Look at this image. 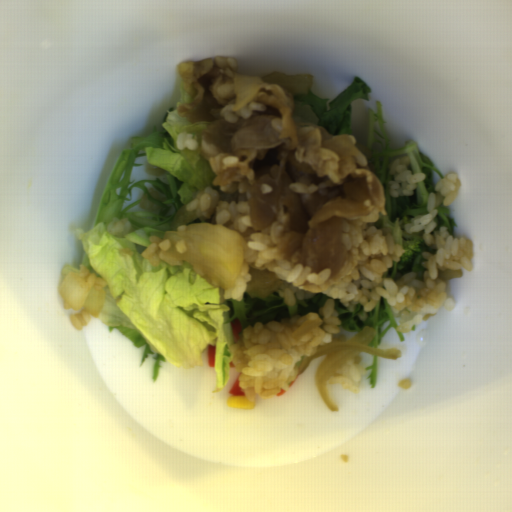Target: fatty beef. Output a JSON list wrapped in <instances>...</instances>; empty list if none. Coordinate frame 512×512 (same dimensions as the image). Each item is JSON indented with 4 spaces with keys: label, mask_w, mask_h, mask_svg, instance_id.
I'll return each instance as SVG.
<instances>
[{
    "label": "fatty beef",
    "mask_w": 512,
    "mask_h": 512,
    "mask_svg": "<svg viewBox=\"0 0 512 512\" xmlns=\"http://www.w3.org/2000/svg\"><path fill=\"white\" fill-rule=\"evenodd\" d=\"M250 280L247 282L246 292L250 298H268L270 294L280 291L282 281L269 268L259 270L250 268Z\"/></svg>",
    "instance_id": "fatty-beef-2"
},
{
    "label": "fatty beef",
    "mask_w": 512,
    "mask_h": 512,
    "mask_svg": "<svg viewBox=\"0 0 512 512\" xmlns=\"http://www.w3.org/2000/svg\"><path fill=\"white\" fill-rule=\"evenodd\" d=\"M176 70L192 100L175 110L207 123L200 150L219 200L247 202L251 225L242 239L270 228L284 210L279 258L311 272L328 268L333 280L349 275L354 261L342 227L386 216L385 191L369 149L352 134H330L311 107L295 103L310 93L314 75H245L231 56L187 60Z\"/></svg>",
    "instance_id": "fatty-beef-1"
}]
</instances>
